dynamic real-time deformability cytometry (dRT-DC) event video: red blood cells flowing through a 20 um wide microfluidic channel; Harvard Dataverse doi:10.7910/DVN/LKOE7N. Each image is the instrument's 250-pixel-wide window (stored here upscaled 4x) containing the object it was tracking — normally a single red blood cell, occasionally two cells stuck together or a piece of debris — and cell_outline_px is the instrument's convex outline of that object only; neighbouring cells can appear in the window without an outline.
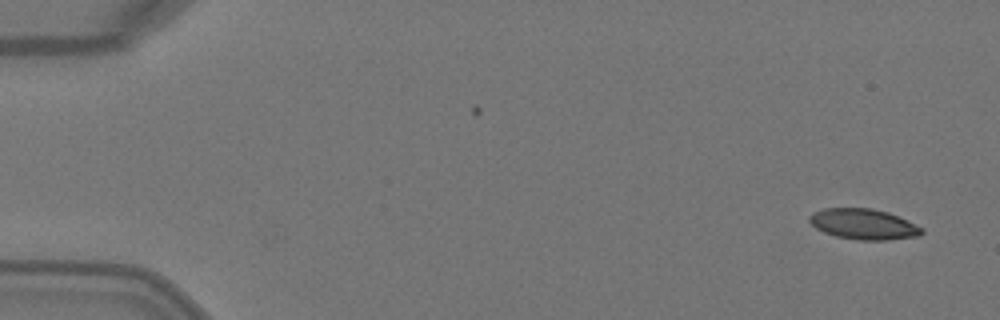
{"species": "Egyptian fruit bat (a non-hibernating species)", "species_latin": "Rousettus aegyptiacus", "temperature_condition": "warm", "stored_images_in_passage": 2, "camera_frame_rate_fps": 3000, "um_per_image_px": 0.085, "animal": {"sex": "female"}, "frame": {"image": 1, "passage_image": 2, "time_ms": 0.333, "image_size_px": [1000, 320], "cell_outline_px": [[924, 232], [920, 236], [888, 240], [856, 240], [836, 236], [824, 232], [816, 228], [808, 220], [808, 216], [812, 212], [824, 208], [872, 208], [888, 212], [924, 228]], "centroid_in_image_um": [73.4, 19.05], "position_along_channel_um": 11.6, "area_um2": 20.17}}